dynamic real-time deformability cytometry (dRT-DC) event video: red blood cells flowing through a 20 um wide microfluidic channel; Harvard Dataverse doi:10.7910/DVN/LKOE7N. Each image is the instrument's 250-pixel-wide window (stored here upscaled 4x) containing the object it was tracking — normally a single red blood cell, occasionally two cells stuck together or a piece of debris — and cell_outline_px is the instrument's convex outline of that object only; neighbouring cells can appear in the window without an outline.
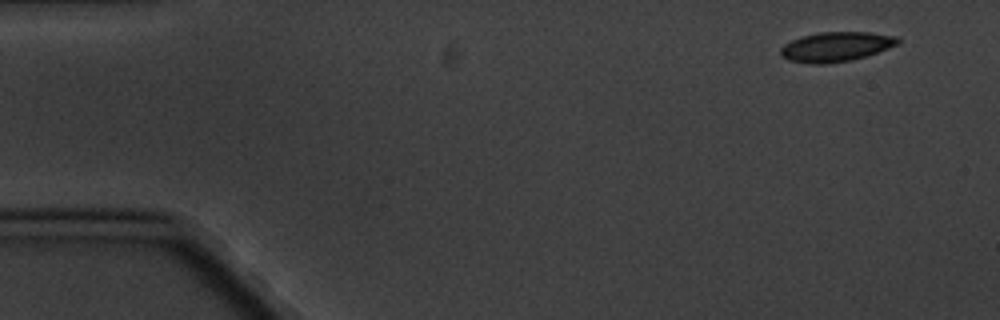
{"species": "common noctule bat (a hibernating species)", "species_latin": "Nyctalus noctula", "temperature_condition": "cold", "stored_images_in_passage": 5, "segment_of_instrument_passage": [1, 2], "camera_frame_rate_fps": 3000, "um_per_image_px": 0.085, "animal": {"sex": "male", "body_mass_g": 20.1, "forearm_length_mm": 53.5}, "frame": {"image": 1, "passage_image": 1, "time_ms": 0.0, "image_size_px": [1000, 320], "cell_outline_px": [[900, 44], [852, 60], [824, 64], [808, 64], [788, 60], [780, 52], [780, 48], [784, 44], [800, 36], [820, 32], [872, 32], [896, 36], [900, 40]], "centroid_in_image_um": [71.06, 3.96], "position_along_channel_um": 13.9, "area_um2": 20.29}}
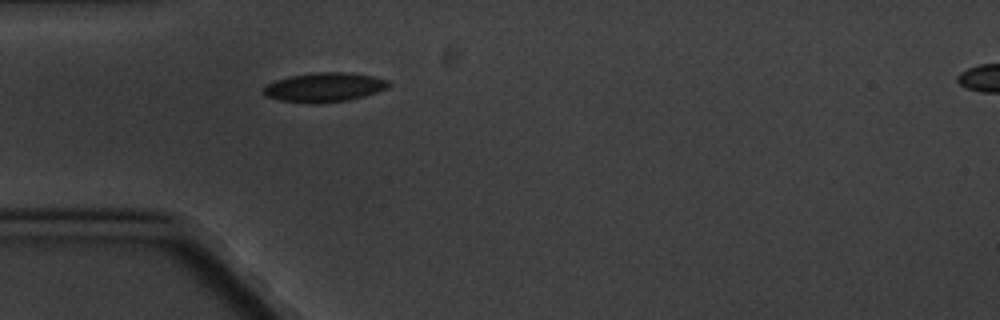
{"frame": {"image": 2, "passage_image": 4, "time_ms": 4.333, "image_size_px": [1000, 320], "cell_outline_px": [[392, 84], [388, 88], [364, 96], [348, 100], [316, 104], [308, 104], [280, 100], [264, 96], [260, 92], [264, 84], [288, 76], [312, 72], [348, 72], [372, 76], [388, 80]], "centroid_in_image_um": [27.5, 7.42], "position_along_channel_um": 57.5, "area_um2": 21.85}}